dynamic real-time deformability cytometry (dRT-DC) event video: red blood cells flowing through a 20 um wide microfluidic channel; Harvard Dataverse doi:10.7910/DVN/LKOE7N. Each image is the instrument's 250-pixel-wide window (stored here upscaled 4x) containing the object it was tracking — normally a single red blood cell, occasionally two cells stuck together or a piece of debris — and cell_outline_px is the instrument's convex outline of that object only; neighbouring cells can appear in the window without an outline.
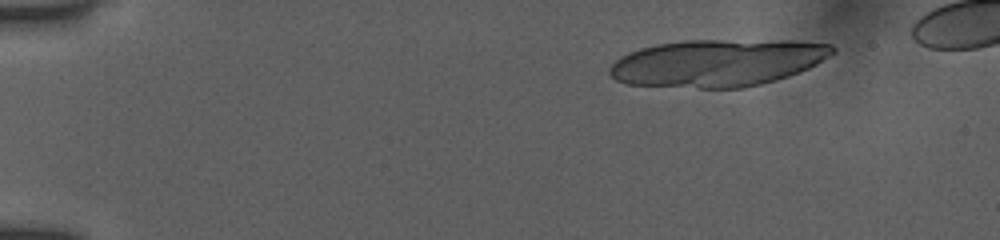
{"species": "human", "species_latin": "Homo sapiens", "temperature_condition": "room temperature", "stored_images_in_passage": 10, "camera_frame_rate_fps": 3000, "um_per_image_px": 0.085, "donor": {"sex": "female"}, "frame": {"image": 1, "passage_image": 4, "time_ms": 1.0, "image_size_px": [1000, 240], "cell_outline_px": [[836, 52], [816, 64], [808, 68], [788, 76], [776, 80], [744, 88], [700, 88], [628, 84], [616, 80], [608, 72], [608, 68], [620, 56], [628, 52], [640, 48], [656, 44], [684, 40], [792, 40], [832, 44], [836, 48]], "centroid_in_image_um": [60.99, 5.33], "position_along_channel_um": 24.0, "area_um2": 61.67}}